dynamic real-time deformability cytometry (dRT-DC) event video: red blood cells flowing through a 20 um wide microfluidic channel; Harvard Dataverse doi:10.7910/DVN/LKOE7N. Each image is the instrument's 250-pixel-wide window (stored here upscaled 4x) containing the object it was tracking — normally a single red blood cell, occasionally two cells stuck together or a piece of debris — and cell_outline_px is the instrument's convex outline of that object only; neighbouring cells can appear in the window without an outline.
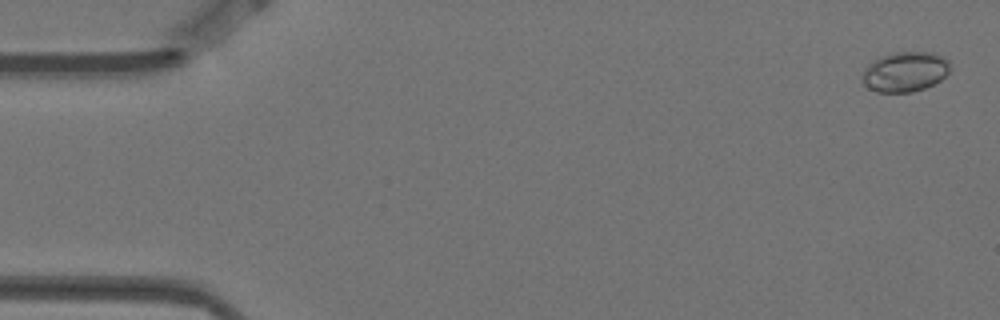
{"species": "Egyptian fruit bat (a non-hibernating species)", "species_latin": "Rousettus aegyptiacus", "temperature_condition": "warm", "stored_images_in_passage": 5, "camera_frame_rate_fps": 3000, "um_per_image_px": 0.085, "animal": {"sex": "female"}, "frame": {"image": 1, "passage_image": 1, "time_ms": 0.0, "image_size_px": [1000, 320], "cell_outline_px": [[948, 72], [940, 80], [924, 88], [912, 92], [876, 92], [868, 88], [864, 84], [864, 68], [872, 60], [880, 56], [896, 52], [932, 52], [944, 56], [948, 60]], "centroid_in_image_um": [76.91, 6.09], "position_along_channel_um": 8.1, "area_um2": 20.35}}
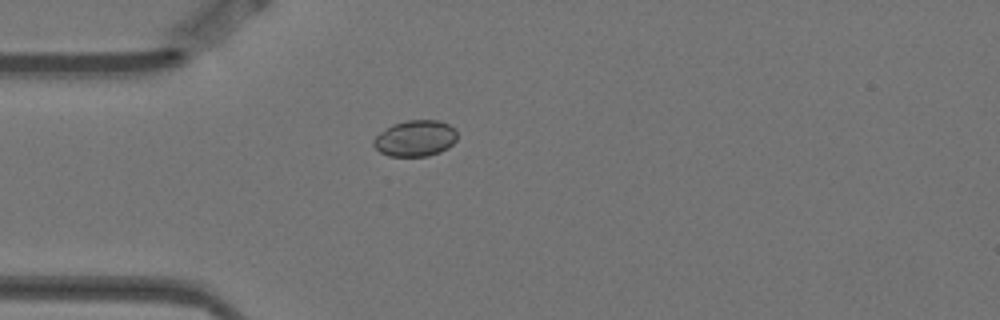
{"frame": {"image": 2, "passage_image": 5, "time_ms": 1.333, "image_size_px": [1000, 320], "cell_outline_px": [[456, 140], [448, 148], [440, 152], [428, 156], [388, 156], [380, 152], [372, 144], [372, 140], [380, 132], [392, 124], [408, 120], [436, 120], [448, 124], [456, 128]], "centroid_in_image_um": [35.29, 11.76], "position_along_channel_um": 49.7, "area_um2": 17.69}}